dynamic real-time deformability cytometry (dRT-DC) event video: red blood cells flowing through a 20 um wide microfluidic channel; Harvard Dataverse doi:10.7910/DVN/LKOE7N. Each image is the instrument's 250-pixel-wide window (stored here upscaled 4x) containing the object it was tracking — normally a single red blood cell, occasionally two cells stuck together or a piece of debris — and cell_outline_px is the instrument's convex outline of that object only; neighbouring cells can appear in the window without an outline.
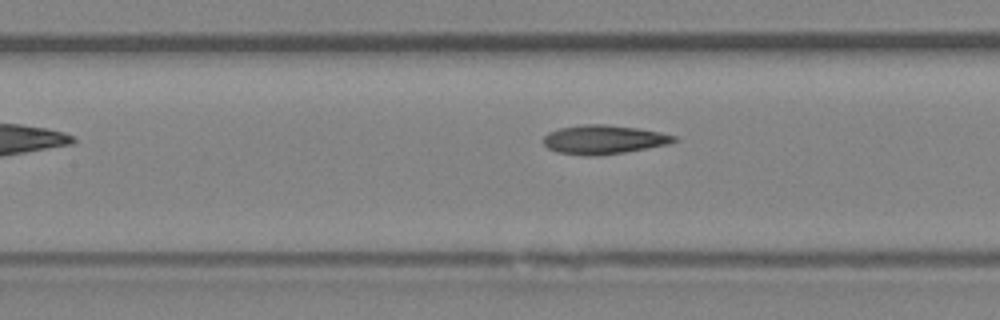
{"species": "Egyptian fruit bat (a non-hibernating species)", "species_latin": "Rousettus aegyptiacus", "temperature_condition": "room temperature", "stored_images_in_passage": 7, "segment_of_instrument_passage": [2, 2], "camera_frame_rate_fps": 3000, "um_per_image_px": 0.085, "animal": {"sex": "female"}, "frame": {"image": 1, "passage_image": 7, "time_ms": 7.667, "image_size_px": [1000, 320], "cell_outline_px": [[680, 140], [668, 144], [624, 152], [596, 156], [588, 156], [556, 152], [548, 148], [544, 144], [544, 136], [548, 132], [560, 128], [584, 124], [604, 124], [636, 128], [660, 132], [676, 136]], "centroid_in_image_um": [51.31, 11.86], "position_along_channel_um": 156.1, "area_um2": 21.96}}